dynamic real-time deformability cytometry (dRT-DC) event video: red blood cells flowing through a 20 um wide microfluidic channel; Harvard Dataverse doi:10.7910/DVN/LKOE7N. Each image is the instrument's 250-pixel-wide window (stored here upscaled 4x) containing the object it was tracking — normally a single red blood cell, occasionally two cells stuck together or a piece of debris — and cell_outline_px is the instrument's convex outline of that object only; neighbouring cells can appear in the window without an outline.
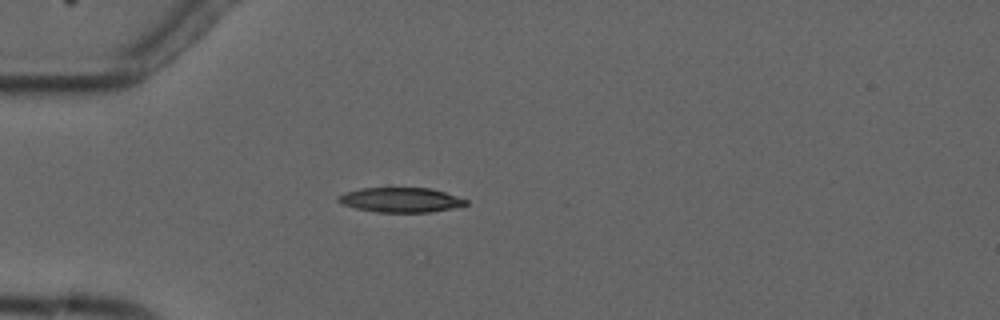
{"species": "common noctule bat (a hibernating species)", "species_latin": "Nyctalus noctula", "temperature_condition": "cold", "stored_images_in_passage": 4, "camera_frame_rate_fps": 3000, "um_per_image_px": 0.085, "animal": {"sex": "male", "forearm_length_mm": 52.5}, "frame": {"image": 1, "passage_image": 4, "time_ms": 4.0, "image_size_px": [1000, 320], "cell_outline_px": [[468, 204], [452, 208], [432, 212], [376, 212], [356, 208], [344, 204], [336, 200], [336, 196], [360, 188], [432, 188], [468, 200]], "centroid_in_image_um": [34.06, 16.99], "position_along_channel_um": 50.9, "area_um2": 18.26}}